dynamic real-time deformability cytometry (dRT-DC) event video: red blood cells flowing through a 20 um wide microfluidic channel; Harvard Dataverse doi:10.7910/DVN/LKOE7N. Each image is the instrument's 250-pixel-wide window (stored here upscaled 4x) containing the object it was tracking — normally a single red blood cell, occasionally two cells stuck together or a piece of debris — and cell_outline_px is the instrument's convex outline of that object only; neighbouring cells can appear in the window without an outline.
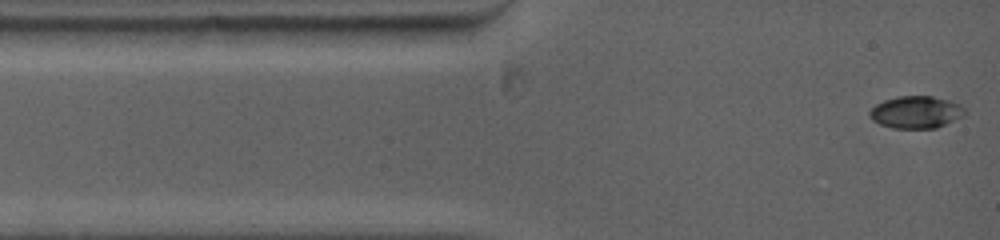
{"species": "common noctule bat (a hibernating species)", "species_latin": "Nyctalus noctula", "temperature_condition": "warm", "stored_images_in_passage": 63, "camera_frame_rate_fps": 5000, "um_per_image_px": 0.085, "animal": {"sex": "female", "body_mass_g": 19.0, "forearm_length_mm": 53.3}, "frame": {"image": 1, "passage_image": 1, "time_ms": 0.0, "image_size_px": [1000, 240], "cell_outline_px": [[968, 112], [964, 116], [936, 128], [892, 128], [880, 124], [872, 120], [868, 116], [868, 112], [876, 104], [884, 100], [900, 96], [932, 96], [948, 100], [960, 104]], "centroid_in_image_um": [77.87, 9.53], "position_along_channel_um": 7.1, "area_um2": 17.98}}
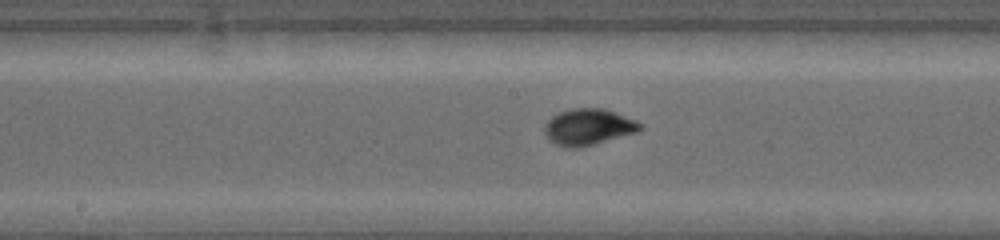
{"frame": {"image": 2, "passage_image": 29, "time_ms": 6.0, "image_size_px": [1000, 240], "cell_outline_px": [[644, 128], [636, 132], [592, 144], [576, 148], [564, 148], [548, 140], [544, 132], [544, 124], [552, 116], [560, 112], [572, 108], [604, 108], [636, 120], [644, 124]], "centroid_in_image_um": [49.99, 10.78], "position_along_channel_um": 198.2, "area_um2": 20.23}}
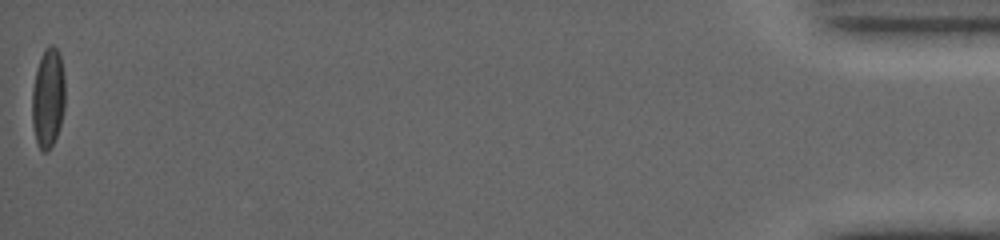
{"frame": {"image": 3, "passage_image": 63, "time_ms": 16.0, "image_size_px": [1000, 240], "cell_outline_px": [[64, 108], [60, 124], [56, 136], [48, 152], [40, 152], [36, 140], [32, 124], [32, 88], [36, 68], [44, 48], [48, 44], [52, 44], [60, 52], [64, 76]], "centroid_in_image_um": [4.07, 8.29], "position_along_channel_um": 431.1, "area_um2": 19.42}, "authors_computed_cell_mechanics": {"area_um2": 18.6694, "velocity_mm_per_s": 3.9463, "shape_relaxation_time_tau1_ms": 3.1134, "shape_relaxation_time_tau2_ms": 1.6655, "deformation_change_tau1": 0.1435, "deformation_change_tau2": 0.0346}}